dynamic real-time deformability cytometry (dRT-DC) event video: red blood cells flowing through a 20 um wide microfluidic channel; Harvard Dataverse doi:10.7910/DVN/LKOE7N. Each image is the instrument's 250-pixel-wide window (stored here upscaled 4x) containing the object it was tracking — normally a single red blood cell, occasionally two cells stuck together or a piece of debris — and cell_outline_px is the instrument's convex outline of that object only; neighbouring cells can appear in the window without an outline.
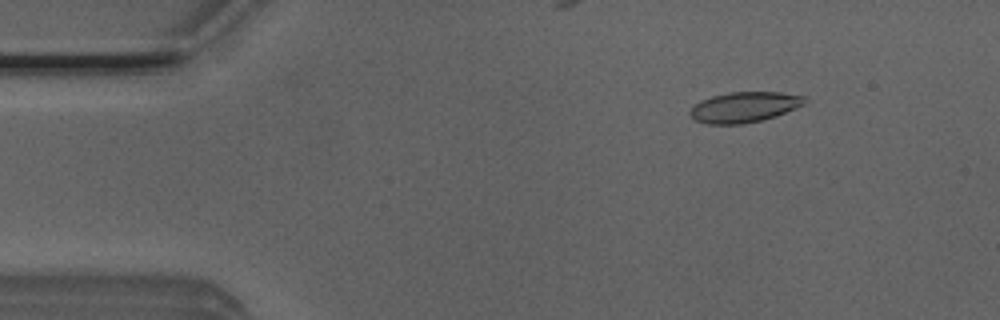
{"species": "Egyptian fruit bat (a non-hibernating species)", "species_latin": "Rousettus aegyptiacus", "temperature_condition": "room temperature", "stored_images_in_passage": 41, "camera_frame_rate_fps": 3000, "um_per_image_px": 0.085, "animal": {"sex": "male"}, "frame": {"image": 1, "passage_image": 6, "time_ms": 1.667, "image_size_px": [1000, 320], "cell_outline_px": [[808, 100], [804, 104], [796, 108], [776, 116], [760, 120], [740, 124], [708, 124], [696, 120], [688, 112], [700, 100], [712, 96], [728, 92], [780, 92], [804, 96]], "centroid_in_image_um": [63.28, 9.09], "position_along_channel_um": 21.7, "area_um2": 20.23}}
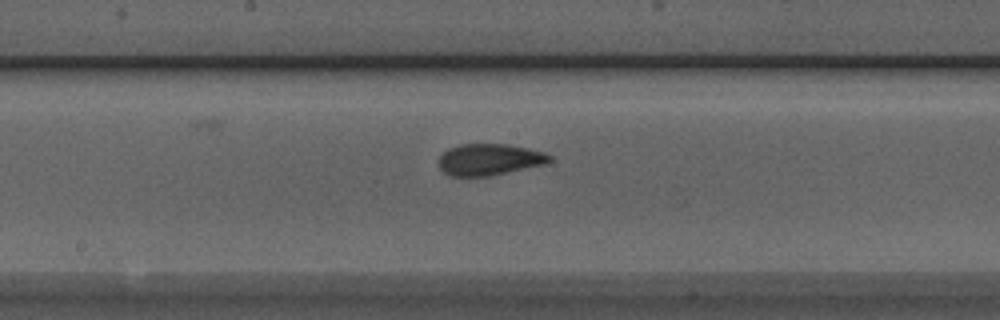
{"frame": {"image": 2, "passage_image": 26, "time_ms": 8.333, "image_size_px": [1000, 320], "cell_outline_px": [[552, 160], [548, 164], [488, 176], [452, 176], [444, 172], [440, 168], [440, 156], [448, 148], [460, 144], [508, 144], [528, 148], [544, 152], [552, 156]], "centroid_in_image_um": [41.64, 13.55], "position_along_channel_um": 206.6, "area_um2": 20.4}}
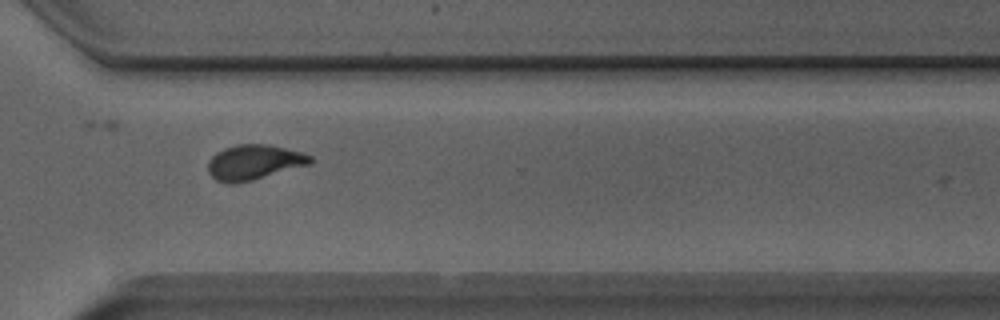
{"frame": {"image": 3, "passage_image": 37, "time_ms": 12.0, "image_size_px": [1000, 320], "cell_outline_px": [[312, 164], [252, 180], [236, 184], [228, 184], [216, 180], [208, 172], [208, 160], [216, 152], [224, 148], [236, 144], [268, 144], [300, 152], [312, 156]], "centroid_in_image_um": [21.57, 13.8], "position_along_channel_um": 349.0, "area_um2": 20.98}}